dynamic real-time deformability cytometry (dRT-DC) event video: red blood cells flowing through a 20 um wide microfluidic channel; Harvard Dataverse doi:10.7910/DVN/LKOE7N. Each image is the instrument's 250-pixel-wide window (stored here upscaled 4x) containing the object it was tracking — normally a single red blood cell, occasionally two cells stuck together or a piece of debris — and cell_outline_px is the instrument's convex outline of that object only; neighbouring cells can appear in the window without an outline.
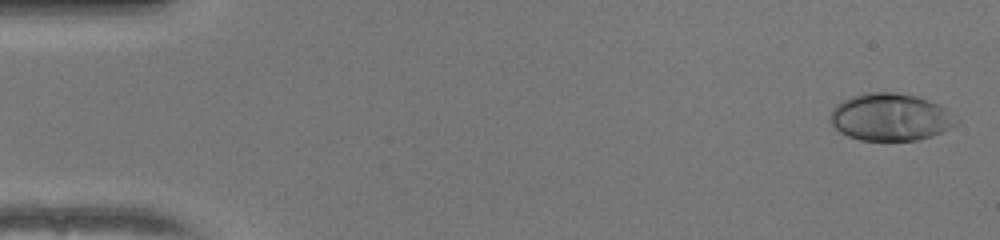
{"species": "human", "species_latin": "Homo sapiens", "temperature_condition": "warm", "stored_images_in_passage": 51, "camera_frame_rate_fps": 3000, "um_per_image_px": 0.085, "donor": {"sex": "female"}, "frame": {"image": 1, "passage_image": 2, "time_ms": 0.333, "image_size_px": [1000, 240], "cell_outline_px": [[960, 120], [956, 124], [932, 136], [916, 140], [860, 140], [848, 136], [840, 132], [828, 120], [828, 116], [832, 108], [836, 104], [852, 96], [864, 92], [896, 92], [916, 96], [928, 100], [948, 108]], "centroid_in_image_um": [75.67, 9.94], "position_along_channel_um": 9.3, "area_um2": 35.03}}
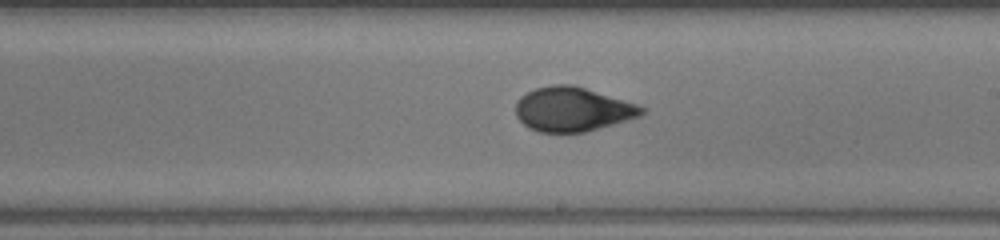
{"frame": {"image": 2, "passage_image": 30, "time_ms": 9.667, "image_size_px": [1000, 240], "cell_outline_px": [[644, 112], [640, 116], [584, 132], [540, 132], [528, 128], [516, 116], [516, 104], [520, 96], [536, 88], [556, 84], [572, 84], [636, 104], [644, 108]], "centroid_in_image_um": [48.62, 9.29], "position_along_channel_um": 240.4, "area_um2": 32.02}}
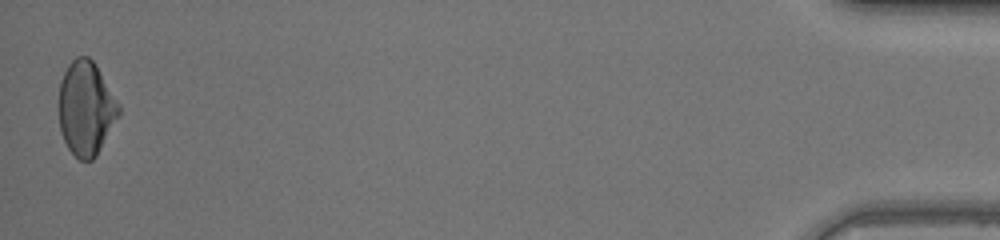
{"frame": {"image": 3, "passage_image": 51, "time_ms": 16.667, "image_size_px": [1000, 240], "cell_outline_px": [[120, 112], [96, 156], [92, 160], [80, 160], [68, 148], [60, 132], [60, 80], [68, 64], [76, 56], [88, 56], [96, 64], [120, 104]], "centroid_in_image_um": [7.31, 9.18], "position_along_channel_um": 427.9, "area_um2": 32.6}, "authors_computed_cell_mechanics": {"area_um2": 32.657, "velocity_mm_per_s": 4.0636, "shape_relaxation_time_tau1_ms": 5.1445, "shape_relaxation_time_tau2_ms": null, "deformation_change_tau1": 0.2115, "deformation_change_tau2": null}}